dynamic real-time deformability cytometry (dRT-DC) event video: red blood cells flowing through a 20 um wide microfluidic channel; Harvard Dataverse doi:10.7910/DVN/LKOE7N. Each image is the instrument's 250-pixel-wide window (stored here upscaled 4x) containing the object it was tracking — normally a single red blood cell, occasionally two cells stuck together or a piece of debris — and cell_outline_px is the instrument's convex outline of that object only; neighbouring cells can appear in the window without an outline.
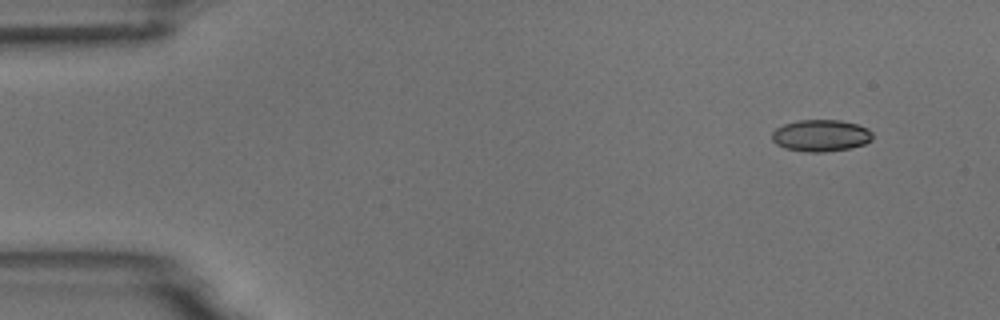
{"species": "common noctule bat (a hibernating species)", "species_latin": "Nyctalus noctula", "temperature_condition": "room temperature", "stored_images_in_passage": 4, "camera_frame_rate_fps": 3000, "um_per_image_px": 0.085, "animal": {"sex": "male", "body_mass_g": 18.8}, "frame": {"image": 1, "passage_image": 1, "time_ms": 0.0, "image_size_px": [1000, 320], "cell_outline_px": [[872, 140], [864, 144], [852, 148], [824, 152], [808, 152], [784, 148], [776, 144], [772, 140], [772, 132], [776, 128], [784, 124], [800, 120], [840, 120], [856, 124], [868, 128], [872, 132]], "centroid_in_image_um": [69.78, 11.53], "position_along_channel_um": 15.2, "area_um2": 18.73}}
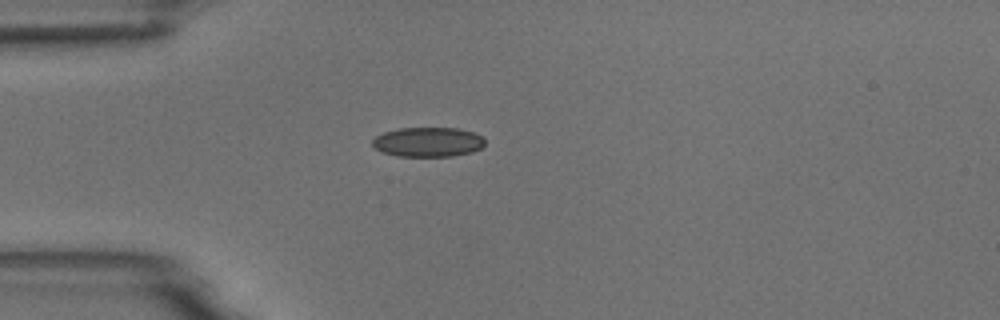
{"frame": {"image": 2, "passage_image": 4, "time_ms": 3.333, "image_size_px": [1000, 320], "cell_outline_px": [[484, 144], [480, 148], [472, 152], [452, 156], [396, 156], [380, 152], [372, 144], [372, 140], [376, 136], [384, 132], [400, 128], [456, 128], [472, 132], [484, 136]], "centroid_in_image_um": [36.37, 12.07], "position_along_channel_um": 48.6, "area_um2": 19.42}}